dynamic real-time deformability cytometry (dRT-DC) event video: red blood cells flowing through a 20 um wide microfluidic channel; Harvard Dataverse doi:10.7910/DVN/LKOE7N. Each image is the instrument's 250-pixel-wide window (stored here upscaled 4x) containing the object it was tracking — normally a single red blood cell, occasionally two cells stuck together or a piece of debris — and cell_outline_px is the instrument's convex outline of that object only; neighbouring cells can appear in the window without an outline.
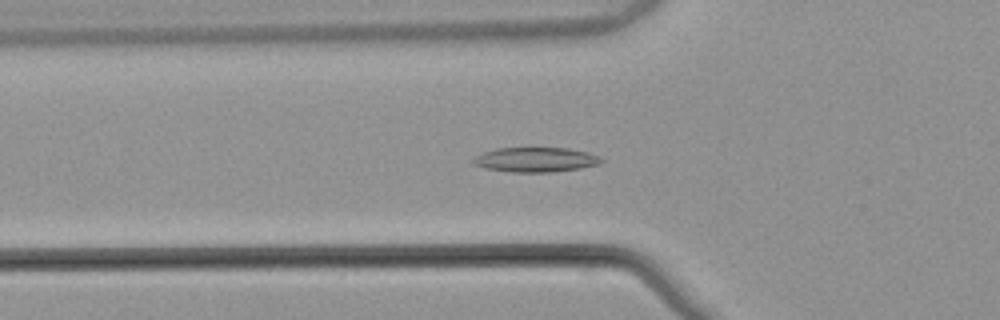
{"species": "common noctule bat (a hibernating species)", "species_latin": "Nyctalus noctula", "temperature_condition": "warm", "stored_images_in_passage": 55, "camera_frame_rate_fps": 3000, "um_per_image_px": 0.085, "animal": {"sex": "male", "body_mass_g": 21.5, "forearm_length_mm": 52.0}, "frame": {"image": 1, "passage_image": 20, "time_ms": 6.333, "image_size_px": [1000, 320], "cell_outline_px": [[604, 160], [600, 164], [580, 168], [552, 172], [512, 172], [484, 168], [472, 164], [472, 160], [476, 156], [484, 152], [496, 148], [568, 148], [588, 152], [600, 156]], "centroid_in_image_um": [45.54, 13.57], "position_along_channel_um": 80.3, "area_um2": 18.5}}
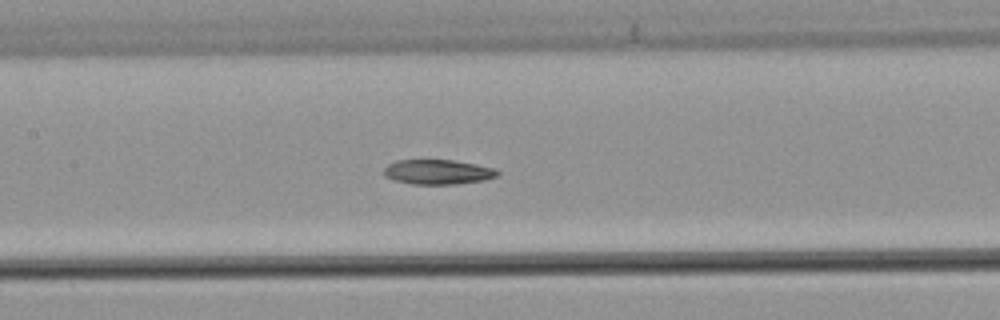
{"frame": {"image": 2, "passage_image": 27, "time_ms": 8.667, "image_size_px": [1000, 320], "cell_outline_px": [[500, 176], [484, 180], [456, 184], [412, 184], [392, 180], [384, 176], [384, 168], [388, 164], [396, 160], [452, 160], [476, 164], [496, 168], [500, 172]], "centroid_in_image_um": [37.23, 14.62], "position_along_channel_um": 170.2, "area_um2": 16.59}}
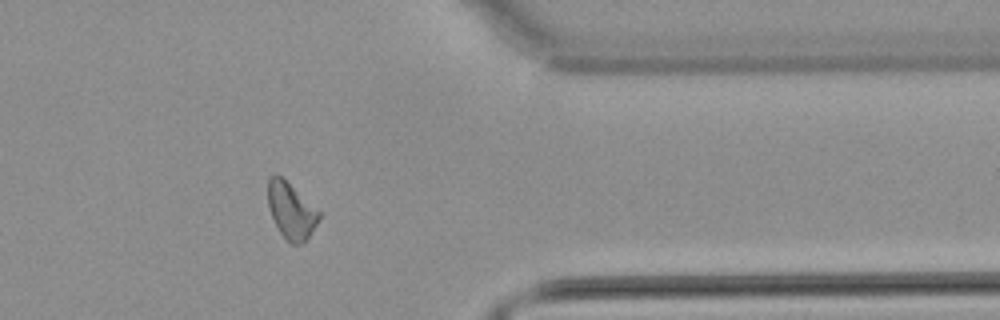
{"frame": {"image": 3, "passage_image": 45, "time_ms": 14.667, "image_size_px": [1000, 320], "cell_outline_px": [[320, 216], [316, 224], [304, 244], [292, 244], [280, 232], [272, 216], [268, 204], [268, 180], [272, 176], [280, 176], [320, 212]], "centroid_in_image_um": [24.74, 17.95], "position_along_channel_um": 386.7, "area_um2": 16.07}}